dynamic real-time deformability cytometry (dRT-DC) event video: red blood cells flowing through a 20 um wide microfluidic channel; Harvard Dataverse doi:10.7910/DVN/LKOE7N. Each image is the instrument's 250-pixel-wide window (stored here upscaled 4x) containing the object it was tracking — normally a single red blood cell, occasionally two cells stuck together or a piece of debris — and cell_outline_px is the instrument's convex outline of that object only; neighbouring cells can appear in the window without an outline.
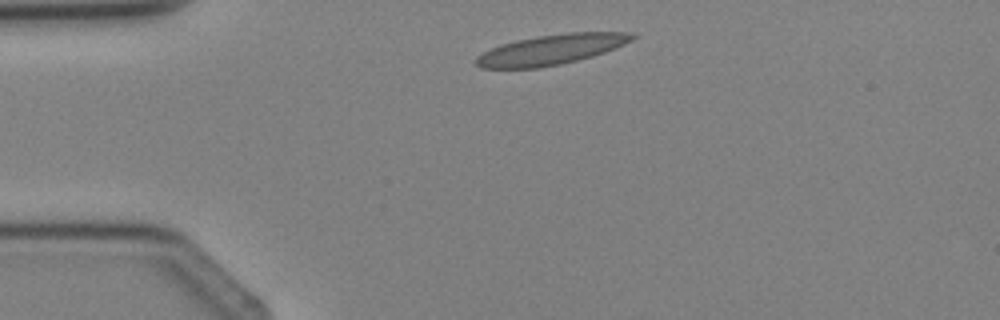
{"species": "Egyptian fruit bat (a non-hibernating species)", "species_latin": "Rousettus aegyptiacus", "temperature_condition": "cold", "stored_images_in_passage": 2, "camera_frame_rate_fps": 3000, "um_per_image_px": 0.085, "animal": {"sex": "female"}, "frame": {"image": 1, "passage_image": 1, "time_ms": 0.0, "image_size_px": [1000, 320], "cell_outline_px": [[640, 36], [616, 48], [592, 56], [560, 64], [536, 68], [480, 68], [476, 64], [476, 56], [500, 44], [516, 40], [536, 36], [568, 32], [636, 32]], "centroid_in_image_um": [46.9, 4.2], "position_along_channel_um": 38.1, "area_um2": 27.46}}